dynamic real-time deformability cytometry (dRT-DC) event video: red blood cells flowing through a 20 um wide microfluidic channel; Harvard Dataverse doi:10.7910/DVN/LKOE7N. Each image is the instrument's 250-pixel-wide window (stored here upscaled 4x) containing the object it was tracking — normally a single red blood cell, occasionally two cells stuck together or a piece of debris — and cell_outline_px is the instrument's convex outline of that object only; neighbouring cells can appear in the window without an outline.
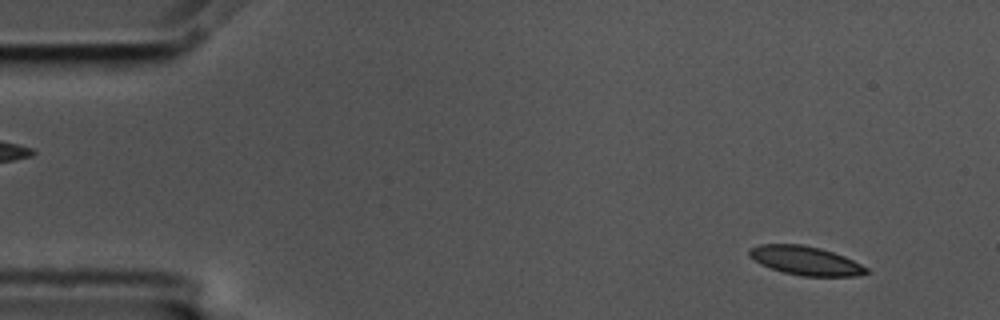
{"species": "common noctule bat (a hibernating species)", "species_latin": "Nyctalus noctula", "temperature_condition": "cold", "stored_images_in_passage": 55, "camera_frame_rate_fps": 3000, "um_per_image_px": 0.085, "animal": {"sex": "male", "body_mass_g": 17.5, "forearm_length_mm": 52.3}, "frame": {"image": 1, "passage_image": 4, "time_ms": 1.0, "image_size_px": [1000, 320], "cell_outline_px": [[868, 272], [856, 276], [804, 276], [784, 272], [760, 264], [748, 256], [748, 248], [760, 244], [800, 244], [820, 248], [844, 256], [868, 268]], "centroid_in_image_um": [68.43, 22.14], "position_along_channel_um": 16.6, "area_um2": 19.54}}
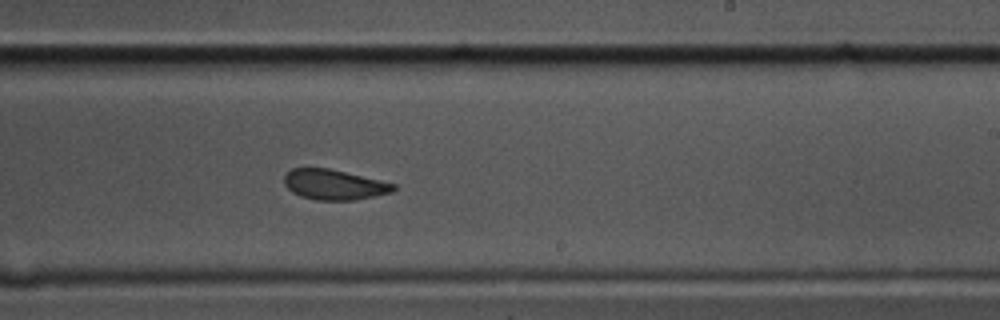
{"frame": {"image": 2, "passage_image": 33, "time_ms": 10.667, "image_size_px": [1000, 320], "cell_outline_px": [[396, 188], [392, 192], [356, 200], [316, 200], [300, 196], [292, 192], [284, 184], [284, 176], [292, 168], [328, 168], [380, 180], [396, 184]], "centroid_in_image_um": [28.39, 15.7], "position_along_channel_um": 260.6, "area_um2": 19.19}}
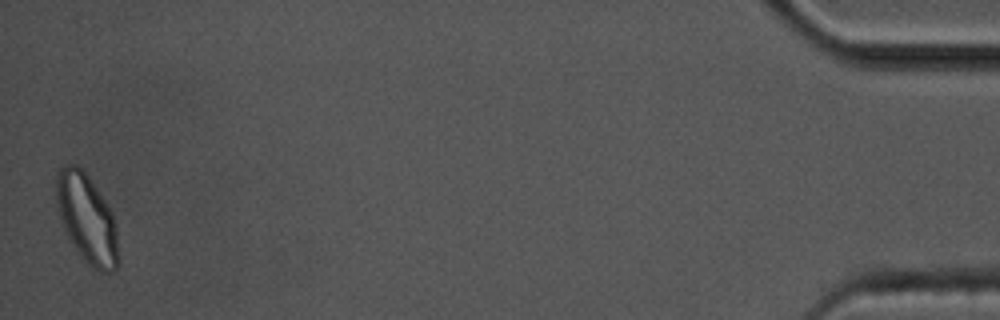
{"frame": {"image": 3, "passage_image": 55, "time_ms": 18.0, "image_size_px": [1000, 320], "cell_outline_px": [[120, 264], [112, 272], [100, 272], [92, 268], [80, 256], [68, 236], [64, 228], [60, 216], [56, 200], [56, 172], [64, 164], [76, 164], [88, 176], [112, 212], [116, 228], [120, 260]], "centroid_in_image_um": [7.4, 18.61], "position_along_channel_um": 427.8, "area_um2": 32.14}, "authors_computed_cell_mechanics": {"area_um2": 20.4034, "velocity_mm_per_s": 3.5463, "shape_relaxation_time_tau1_ms": 6.0509, "shape_relaxation_time_tau2_ms": 1.8987, "deformation_change_tau1": 0.1237, "deformation_change_tau2": 0.0799}}